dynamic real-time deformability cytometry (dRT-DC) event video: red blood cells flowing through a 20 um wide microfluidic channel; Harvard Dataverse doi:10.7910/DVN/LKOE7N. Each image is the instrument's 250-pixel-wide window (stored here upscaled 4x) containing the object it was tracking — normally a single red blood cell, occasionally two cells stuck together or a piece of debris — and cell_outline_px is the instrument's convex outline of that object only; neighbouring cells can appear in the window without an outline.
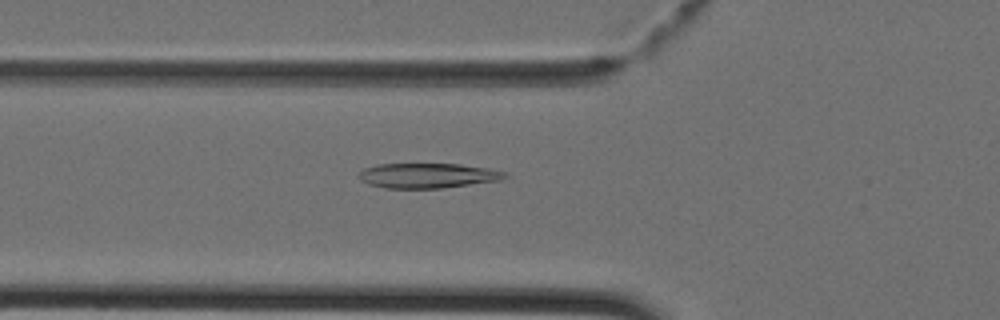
{"species": "Egyptian fruit bat (a non-hibernating species)", "species_latin": "Rousettus aegyptiacus", "temperature_condition": "cold", "stored_images_in_passage": 43, "camera_frame_rate_fps": 3000, "um_per_image_px": 0.085, "animal": {"sex": "female"}, "frame": {"image": 1, "passage_image": 15, "time_ms": 4.667, "image_size_px": [1000, 320], "cell_outline_px": [[508, 176], [500, 180], [440, 188], [384, 188], [368, 184], [360, 180], [356, 176], [364, 168], [376, 164], [460, 164], [488, 168], [504, 172]], "centroid_in_image_um": [36.29, 14.92], "position_along_channel_um": 89.5, "area_um2": 21.15}}
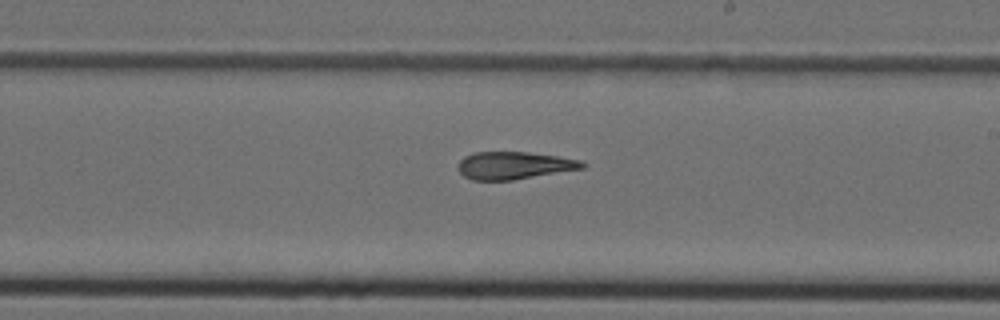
{"frame": {"image": 2, "passage_image": 25, "time_ms": 8.0, "image_size_px": [1000, 320], "cell_outline_px": [[588, 164], [584, 168], [512, 180], [472, 180], [464, 176], [456, 168], [456, 164], [464, 156], [476, 152], [528, 152], [556, 156], [580, 160]], "centroid_in_image_um": [43.66, 14.06], "position_along_channel_um": 245.3, "area_um2": 19.94}}
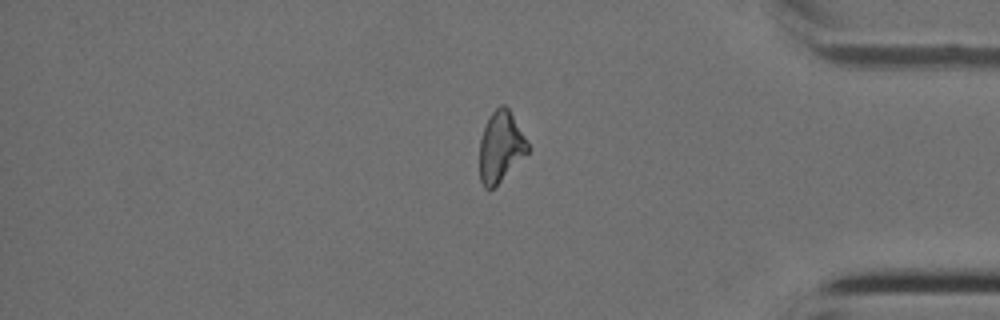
{"frame": {"image": 3, "passage_image": 36, "time_ms": 11.667, "image_size_px": [1000, 320], "cell_outline_px": [[528, 152], [492, 188], [484, 188], [480, 180], [480, 140], [484, 128], [492, 112], [500, 104], [504, 104], [508, 108], [528, 144]], "centroid_in_image_um": [42.53, 12.46], "position_along_channel_um": 392.7, "area_um2": 19.07}}